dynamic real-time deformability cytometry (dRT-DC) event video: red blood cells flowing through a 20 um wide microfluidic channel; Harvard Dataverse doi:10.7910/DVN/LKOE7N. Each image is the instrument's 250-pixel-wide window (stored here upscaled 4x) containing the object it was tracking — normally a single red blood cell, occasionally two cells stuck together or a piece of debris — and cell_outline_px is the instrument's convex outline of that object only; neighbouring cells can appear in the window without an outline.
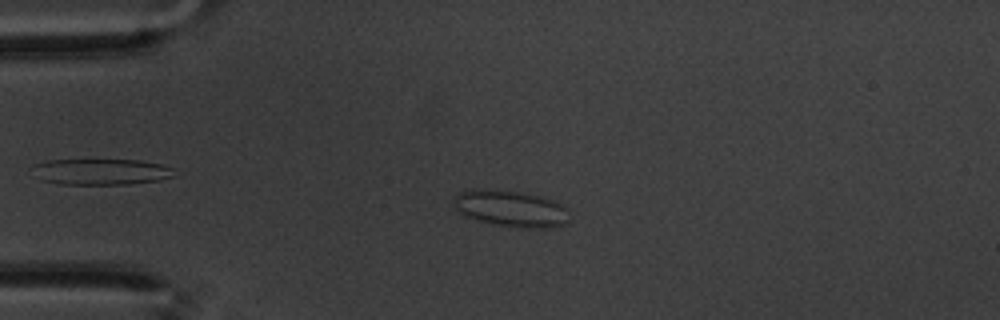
{"species": "common noctule bat (a hibernating species)", "species_latin": "Nyctalus noctula", "temperature_condition": "warm", "stored_images_in_passage": 45, "camera_frame_rate_fps": 3000, "um_per_image_px": 0.085, "animal": {"sex": "male", "body_mass_g": 20.1, "forearm_length_mm": 53.5}, "frame": {"image": 1, "passage_image": 1, "time_ms": 0.0, "image_size_px": [1000, 320], "cell_outline_px": [[568, 224], [548, 228], [516, 228], [476, 220], [460, 212], [452, 204], [456, 196], [460, 192], [476, 188], [512, 192], [540, 196], [552, 200], [568, 208]], "centroid_in_image_um": [43.45, 17.75], "position_along_channel_um": 41.5, "area_um2": 24.33}}
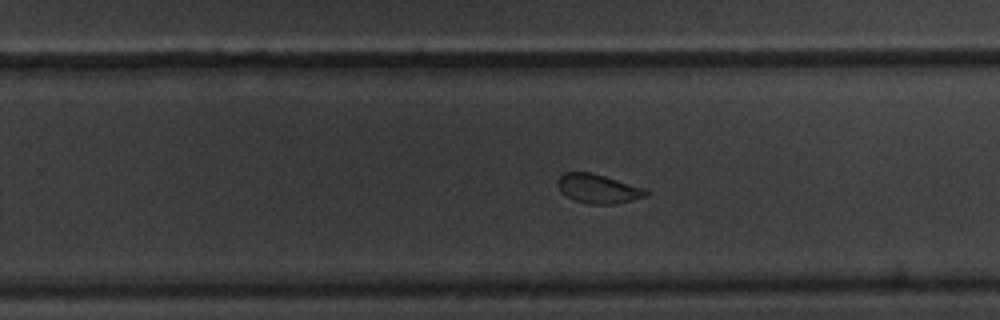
{"frame": {"image": 2, "passage_image": 24, "time_ms": 7.667, "image_size_px": [1000, 320], "cell_outline_px": [[652, 192], [648, 196], [632, 200], [612, 204], [588, 204], [576, 200], [560, 192], [556, 184], [556, 180], [564, 172], [592, 172], [648, 188]], "centroid_in_image_um": [50.89, 16.02], "position_along_channel_um": 278.9, "area_um2": 15.37}}
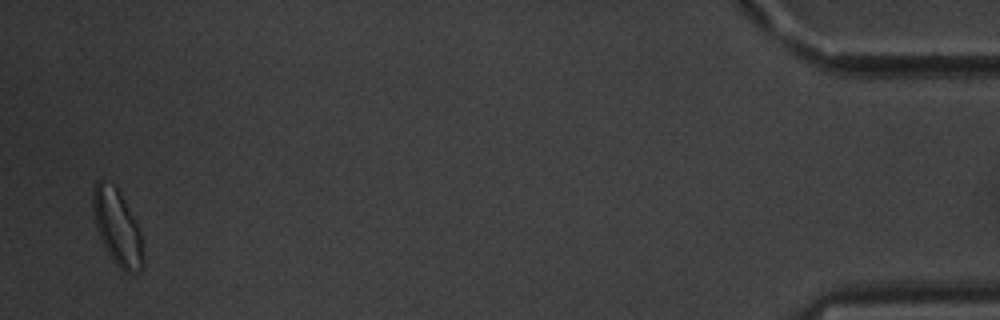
{"frame": {"image": 3, "passage_image": 44, "time_ms": 14.333, "image_size_px": [1000, 320], "cell_outline_px": [[144, 260], [140, 268], [136, 272], [128, 272], [120, 268], [112, 260], [96, 228], [92, 208], [92, 192], [96, 180], [100, 180], [116, 184], [140, 232]], "centroid_in_image_um": [9.94, 19.27], "position_along_channel_um": 425.3, "area_um2": 21.73}, "authors_computed_cell_mechanics": {"area_um2": 16.4152, "velocity_mm_per_s": 3.4324, "shape_relaxation_time_tau1_ms": 2.977, "shape_relaxation_time_tau2_ms": 1.1163, "deformation_change_tau1": 0.0874, "deformation_change_tau2": 0.0743}}